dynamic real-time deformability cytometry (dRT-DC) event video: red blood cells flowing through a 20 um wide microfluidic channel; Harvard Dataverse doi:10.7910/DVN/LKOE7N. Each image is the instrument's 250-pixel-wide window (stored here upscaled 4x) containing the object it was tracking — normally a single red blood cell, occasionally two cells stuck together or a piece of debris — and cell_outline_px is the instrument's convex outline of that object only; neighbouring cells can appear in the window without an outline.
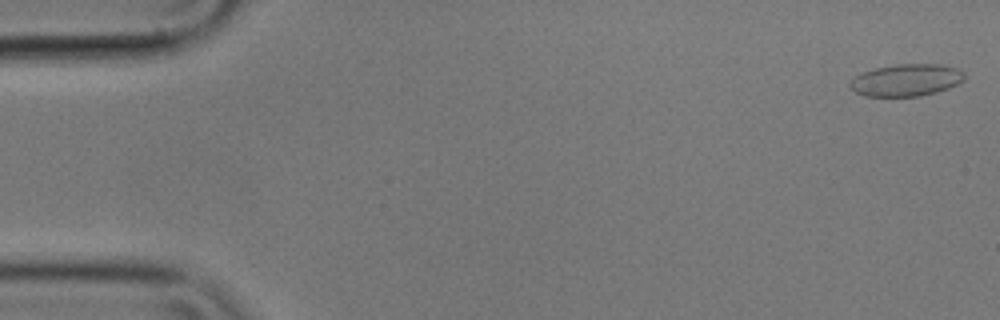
{"species": "common noctule bat (a hibernating species)", "species_latin": "Nyctalus noctula", "temperature_condition": "cold", "stored_images_in_passage": 24, "camera_frame_rate_fps": 3000, "um_per_image_px": 0.085, "animal": {"sex": "male", "body_mass_g": 17.9}, "frame": {"image": 1, "passage_image": 1, "time_ms": 0.0, "image_size_px": [1000, 320], "cell_outline_px": [[964, 80], [948, 88], [936, 92], [920, 96], [868, 96], [856, 92], [848, 84], [856, 76], [864, 72], [876, 68], [896, 64], [940, 64], [956, 68], [964, 72]], "centroid_in_image_um": [77.06, 6.8], "position_along_channel_um": 7.9, "area_um2": 21.15}}
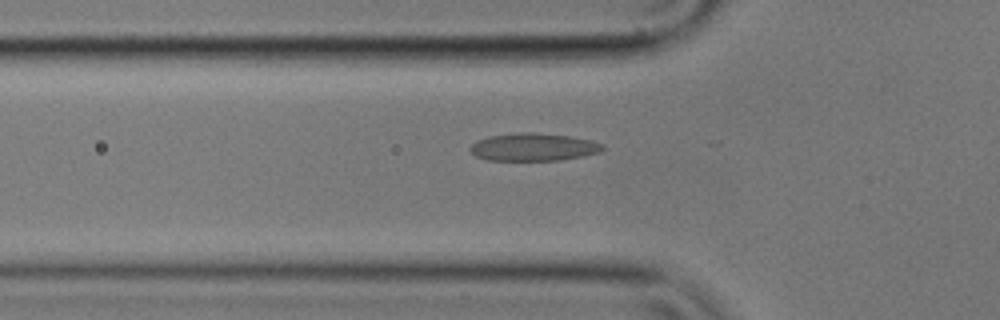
{"frame": {"image": 2, "passage_image": 18, "time_ms": 5.667, "image_size_px": [1000, 320], "cell_outline_px": [[604, 148], [600, 152], [584, 156], [560, 160], [488, 160], [476, 156], [468, 148], [476, 140], [488, 136], [520, 132], [528, 132], [568, 136], [592, 140], [604, 144]], "centroid_in_image_um": [45.34, 12.5], "position_along_channel_um": 80.5, "area_um2": 21.39}}
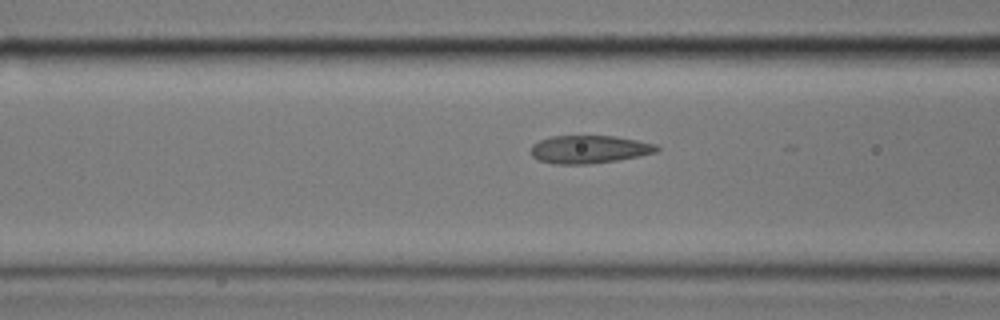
{"frame": {"image": 3, "passage_image": 21, "time_ms": 6.667, "image_size_px": [1000, 320], "cell_outline_px": [[660, 148], [656, 152], [640, 156], [616, 160], [588, 164], [552, 164], [536, 160], [532, 156], [532, 144], [540, 140], [552, 136], [616, 136], [656, 144]], "centroid_in_image_um": [50.07, 12.7], "position_along_channel_um": 116.5, "area_um2": 20.52}}